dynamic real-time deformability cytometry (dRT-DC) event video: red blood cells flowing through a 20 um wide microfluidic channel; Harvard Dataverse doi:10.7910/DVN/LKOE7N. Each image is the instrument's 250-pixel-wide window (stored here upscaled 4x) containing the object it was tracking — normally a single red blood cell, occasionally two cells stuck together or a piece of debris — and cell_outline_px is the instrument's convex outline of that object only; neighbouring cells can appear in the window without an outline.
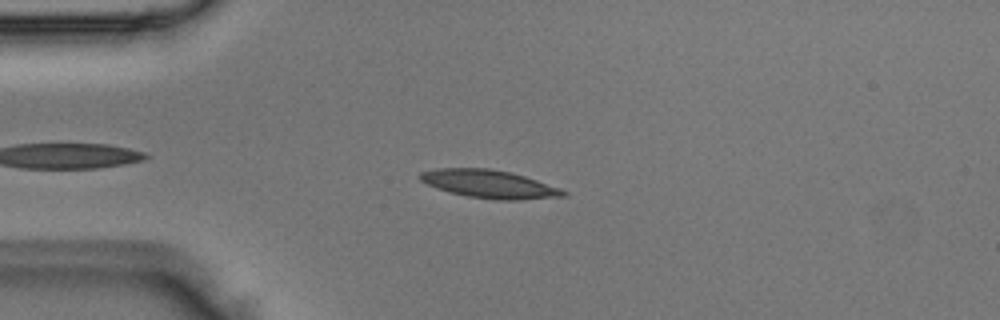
{"species": "Egyptian fruit bat (a non-hibernating species)", "species_latin": "Rousettus aegyptiacus", "temperature_condition": "room temperature", "stored_images_in_passage": 2, "camera_frame_rate_fps": 3000, "um_per_image_px": 0.085, "animal": {"sex": "male"}, "frame": {"image": 1, "passage_image": 2, "time_ms": 0.333, "image_size_px": [1000, 320], "cell_outline_px": [[568, 196], [516, 200], [492, 200], [468, 196], [448, 192], [436, 188], [420, 180], [420, 172], [440, 168], [488, 168], [508, 172], [524, 176], [560, 188], [568, 192]], "centroid_in_image_um": [41.6, 15.65], "position_along_channel_um": 43.4, "area_um2": 23.35}}